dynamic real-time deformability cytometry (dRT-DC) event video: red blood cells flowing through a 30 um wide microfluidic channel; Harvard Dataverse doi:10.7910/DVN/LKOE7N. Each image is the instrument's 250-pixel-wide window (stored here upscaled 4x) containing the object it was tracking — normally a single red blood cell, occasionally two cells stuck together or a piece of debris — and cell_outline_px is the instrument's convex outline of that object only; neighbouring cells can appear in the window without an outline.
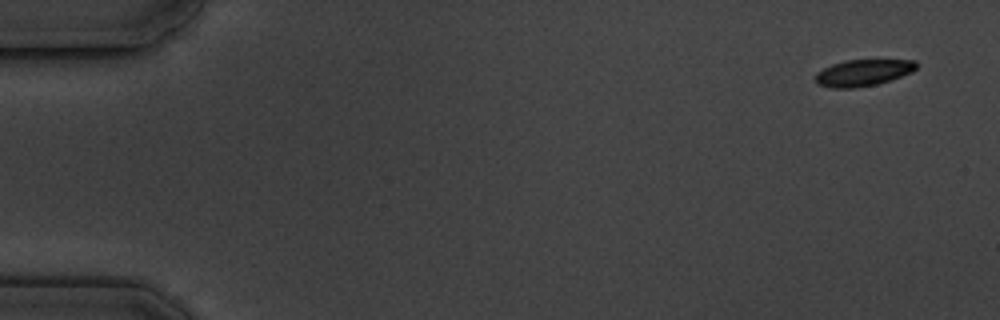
{"species": "common noctule bat (a hibernating species)", "species_latin": "Nyctalus noctula", "temperature_condition": "cold", "stored_images_in_passage": 5, "camera_frame_rate_fps": 3000, "um_per_image_px": 0.085, "animal": {"sex": "male", "body_mass_g": 19.5, "forearm_length_mm": 54.6}, "frame": {"image": 1, "passage_image": 1, "time_ms": 0.0, "image_size_px": [1000, 320], "cell_outline_px": [[916, 68], [912, 72], [876, 84], [856, 88], [832, 88], [816, 84], [816, 72], [832, 64], [844, 60], [916, 60]], "centroid_in_image_um": [73.32, 6.18], "position_along_channel_um": 11.7, "area_um2": 15.49}}
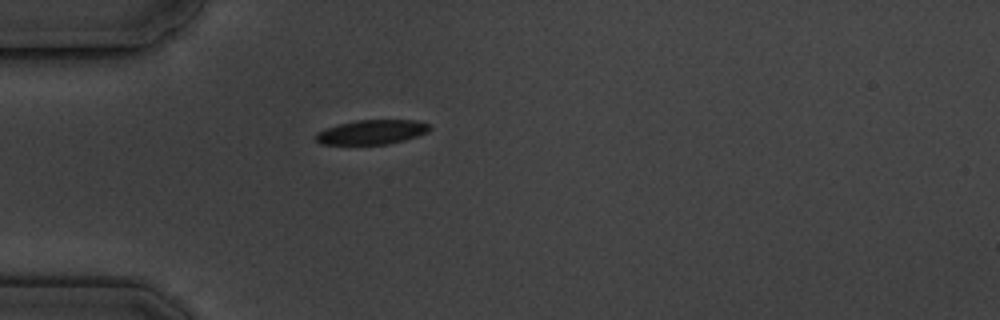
{"frame": {"image": 2, "passage_image": 5, "time_ms": 4.667, "image_size_px": [1000, 320], "cell_outline_px": [[432, 128], [428, 132], [404, 140], [388, 144], [320, 144], [316, 140], [316, 132], [324, 128], [340, 124], [360, 120], [416, 120], [428, 124]], "centroid_in_image_um": [31.6, 11.22], "position_along_channel_um": 53.4, "area_um2": 16.13}}